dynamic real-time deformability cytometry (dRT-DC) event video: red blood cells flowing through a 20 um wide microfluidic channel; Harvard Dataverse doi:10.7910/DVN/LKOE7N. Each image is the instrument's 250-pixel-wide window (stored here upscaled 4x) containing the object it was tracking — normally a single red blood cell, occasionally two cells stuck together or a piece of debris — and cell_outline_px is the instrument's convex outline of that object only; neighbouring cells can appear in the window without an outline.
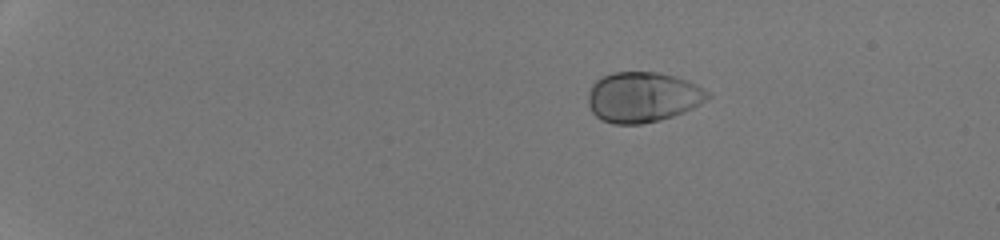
{"species": "human", "species_latin": "Homo sapiens", "temperature_condition": "room temperature", "stored_images_in_passage": 44, "camera_frame_rate_fps": 3000, "um_per_image_px": 0.085, "donor": {"sex": "male"}, "frame": {"image": 1, "passage_image": 3, "time_ms": 0.667, "image_size_px": [1000, 240], "cell_outline_px": [[712, 96], [700, 104], [684, 112], [660, 120], [640, 124], [612, 124], [600, 120], [592, 112], [588, 104], [588, 92], [592, 84], [596, 80], [612, 72], [660, 72], [676, 76], [688, 80], [712, 92]], "centroid_in_image_um": [54.65, 8.25], "position_along_channel_um": 30.3, "area_um2": 35.49}}
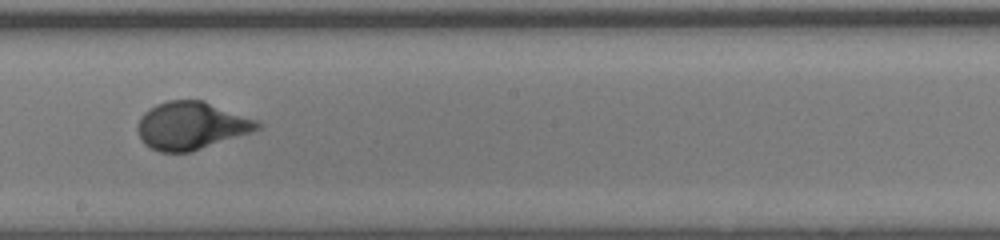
{"frame": {"image": 2, "passage_image": 26, "time_ms": 8.333, "image_size_px": [1000, 240], "cell_outline_px": [[264, 124], [260, 128], [192, 152], [160, 152], [144, 144], [140, 140], [136, 128], [136, 124], [140, 116], [148, 108], [156, 104], [168, 100], [204, 100], [256, 120]], "centroid_in_image_um": [16.19, 10.67], "position_along_channel_um": 232.0, "area_um2": 33.35}}
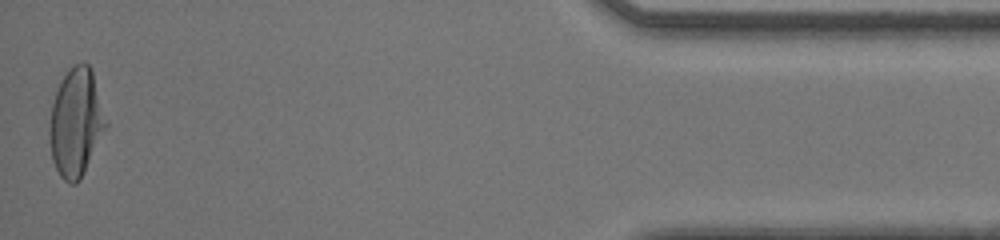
{"frame": {"image": 3, "passage_image": 44, "time_ms": 14.333, "image_size_px": [1000, 240], "cell_outline_px": [[108, 124], [80, 180], [76, 184], [68, 184], [60, 176], [52, 160], [48, 132], [52, 104], [56, 92], [68, 68], [72, 64], [88, 64], [92, 68]], "centroid_in_image_um": [6.46, 10.42], "position_along_channel_um": 428.7, "area_um2": 35.49}, "authors_computed_cell_mechanics": {"area_um2": 33.4951, "velocity_mm_per_s": 4.2817, "shape_relaxation_time_tau1_ms": 3.0678, "shape_relaxation_time_tau2_ms": null, "deformation_change_tau1": 0.1925, "deformation_change_tau2": null}}